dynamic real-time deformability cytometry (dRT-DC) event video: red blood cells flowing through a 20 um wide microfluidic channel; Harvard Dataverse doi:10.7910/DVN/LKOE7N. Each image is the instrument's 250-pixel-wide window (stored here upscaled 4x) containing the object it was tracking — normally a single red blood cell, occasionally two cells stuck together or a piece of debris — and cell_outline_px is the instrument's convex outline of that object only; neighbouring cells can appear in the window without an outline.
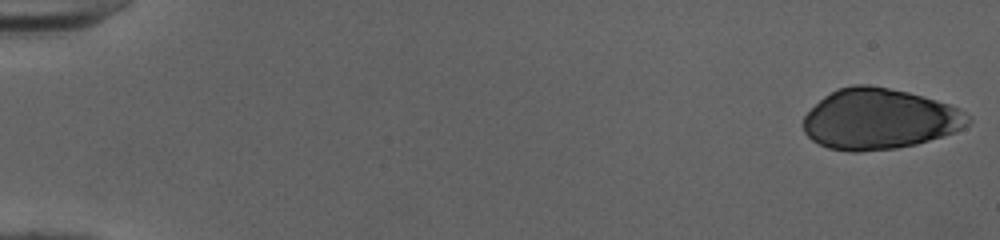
{"species": "human", "species_latin": "Homo sapiens", "temperature_condition": "cold", "stored_images_in_passage": 51, "camera_frame_rate_fps": 3000, "um_per_image_px": 0.085, "donor": {"sex": "female"}, "frame": {"image": 1, "passage_image": 1, "time_ms": 0.0, "image_size_px": [1000, 240], "cell_outline_px": [[972, 120], [964, 128], [956, 132], [916, 144], [896, 148], [860, 152], [852, 152], [828, 148], [812, 140], [804, 132], [804, 116], [824, 96], [836, 88], [852, 84], [868, 84], [908, 92], [924, 96], [948, 104], [972, 116]], "centroid_in_image_um": [74.75, 10.12], "position_along_channel_um": 10.2, "area_um2": 58.32}}